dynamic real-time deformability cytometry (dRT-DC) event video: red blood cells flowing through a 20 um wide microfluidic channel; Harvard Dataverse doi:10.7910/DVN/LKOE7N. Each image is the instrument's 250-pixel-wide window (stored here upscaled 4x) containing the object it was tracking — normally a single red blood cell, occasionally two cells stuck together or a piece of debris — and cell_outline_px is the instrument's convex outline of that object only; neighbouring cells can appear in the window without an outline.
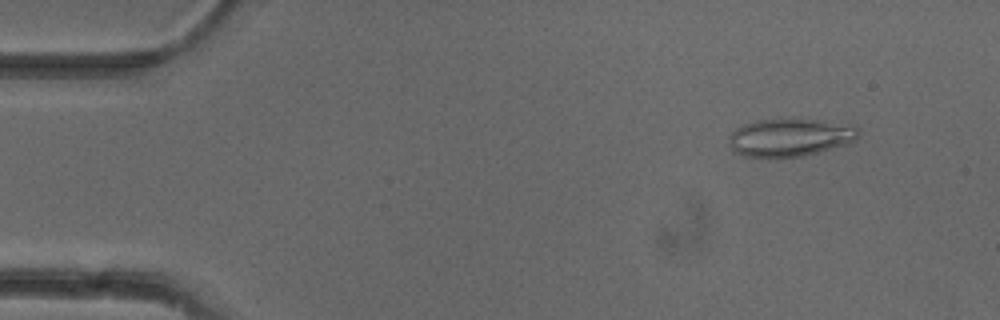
{"species": "common noctule bat (a hibernating species)", "species_latin": "Nyctalus noctula", "temperature_condition": "cold", "stored_images_in_passage": 24, "camera_frame_rate_fps": 3000, "um_per_image_px": 0.085, "animal": {"sex": "female"}, "frame": {"image": 1, "passage_image": 5, "time_ms": 1.333, "image_size_px": [1000, 320], "cell_outline_px": [[860, 132], [856, 140], [848, 144], [800, 156], [744, 156], [732, 152], [728, 136], [736, 128], [744, 124], [756, 120], [792, 116], [796, 116], [824, 120], [856, 128]], "centroid_in_image_um": [67.11, 11.63], "position_along_channel_um": 17.9, "area_um2": 28.96}}
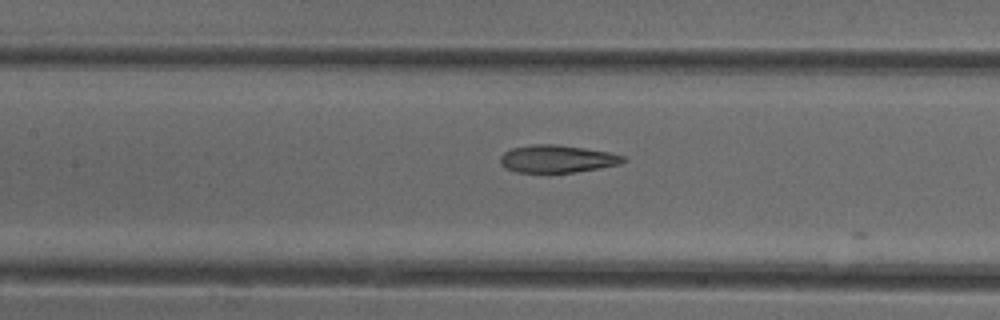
{"frame": {"image": 2, "passage_image": 23, "time_ms": 7.333, "image_size_px": [1000, 320], "cell_outline_px": [[628, 160], [620, 164], [576, 172], [516, 172], [504, 168], [500, 164], [500, 156], [504, 152], [512, 148], [532, 144], [556, 144], [584, 148], [608, 152], [624, 156]], "centroid_in_image_um": [47.33, 13.5], "position_along_channel_um": 160.1, "area_um2": 19.77}}